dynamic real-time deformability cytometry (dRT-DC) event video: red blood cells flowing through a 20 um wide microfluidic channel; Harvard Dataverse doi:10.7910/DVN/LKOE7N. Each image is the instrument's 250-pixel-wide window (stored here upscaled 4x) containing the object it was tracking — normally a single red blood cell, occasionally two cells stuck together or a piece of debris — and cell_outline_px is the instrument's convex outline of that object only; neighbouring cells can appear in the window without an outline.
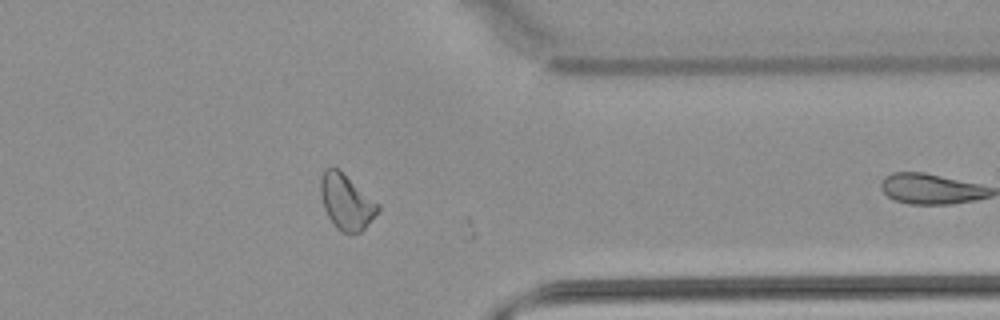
{"species": "common noctule bat (a hibernating species)", "species_latin": "Nyctalus noctula", "temperature_condition": "warm", "stored_images_in_passage": 28, "camera_frame_rate_fps": 3000, "um_per_image_px": 0.085, "animal": {"sex": "male", "body_mass_g": 21.5, "forearm_length_mm": 52.0}, "frame": {"image": 1, "passage_image": 27, "time_ms": 8.667, "image_size_px": [1000, 320], "cell_outline_px": [[380, 208], [364, 228], [360, 232], [348, 236], [340, 232], [336, 228], [328, 216], [324, 208], [320, 196], [320, 176], [324, 168], [332, 164], [380, 204]], "centroid_in_image_um": [29.4, 17.16], "position_along_channel_um": 382.0, "area_um2": 18.73}}